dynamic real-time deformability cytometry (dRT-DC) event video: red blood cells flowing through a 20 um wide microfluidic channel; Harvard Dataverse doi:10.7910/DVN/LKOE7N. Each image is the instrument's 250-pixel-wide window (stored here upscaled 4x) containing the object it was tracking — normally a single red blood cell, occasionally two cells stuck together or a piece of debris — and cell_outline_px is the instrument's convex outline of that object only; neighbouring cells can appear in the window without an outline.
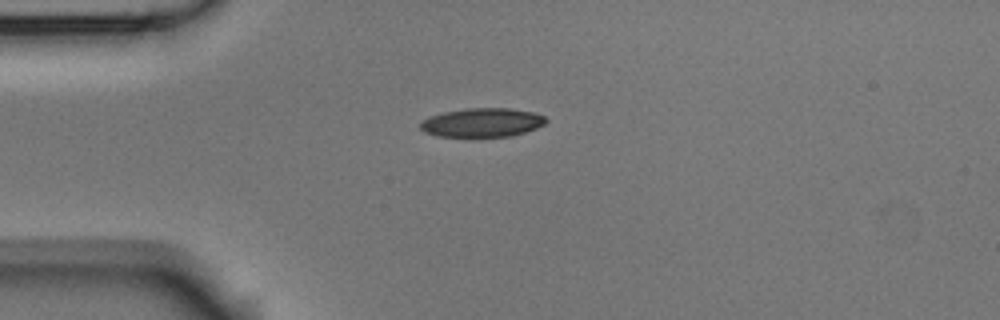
{"species": "Egyptian fruit bat (a non-hibernating species)", "species_latin": "Rousettus aegyptiacus", "temperature_condition": "room temperature", "stored_images_in_passage": 3, "camera_frame_rate_fps": 3000, "um_per_image_px": 0.085, "animal": {"sex": "male"}, "frame": {"image": 1, "passage_image": 3, "time_ms": 0.667, "image_size_px": [1000, 320], "cell_outline_px": [[548, 120], [544, 124], [536, 128], [512, 136], [436, 136], [424, 132], [420, 128], [420, 124], [428, 116], [444, 112], [468, 108], [508, 108], [532, 112], [544, 116]], "centroid_in_image_um": [40.97, 10.41], "position_along_channel_um": 44.0, "area_um2": 20.98}}